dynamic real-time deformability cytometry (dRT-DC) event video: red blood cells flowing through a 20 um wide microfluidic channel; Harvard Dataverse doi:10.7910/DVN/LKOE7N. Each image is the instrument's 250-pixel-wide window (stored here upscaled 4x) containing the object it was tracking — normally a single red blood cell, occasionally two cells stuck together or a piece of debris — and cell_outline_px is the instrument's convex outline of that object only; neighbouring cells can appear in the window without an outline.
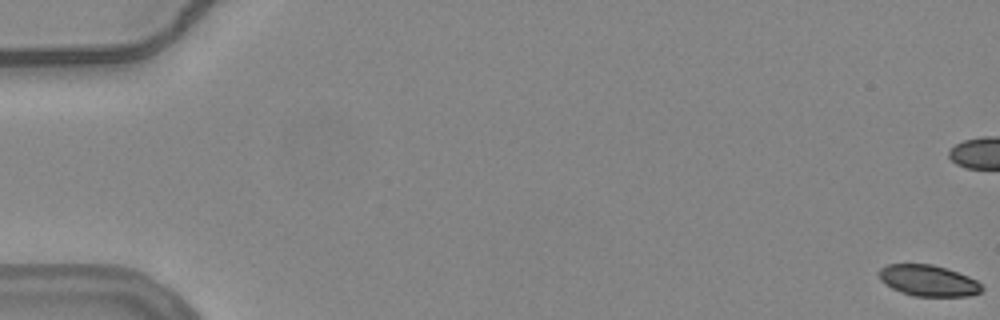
{"species": "common noctule bat (a hibernating species)", "species_latin": "Nyctalus noctula", "temperature_condition": "warm", "stored_images_in_passage": 10, "camera_frame_rate_fps": 3000, "um_per_image_px": 0.085, "animal": {"sex": "female", "body_mass_g": 24.6, "forearm_length_mm": 56.2}, "frame": {"image": 1, "passage_image": 1, "time_ms": 0.0, "image_size_px": [1000, 320], "cell_outline_px": [[984, 288], [980, 292], [972, 296], [912, 296], [892, 288], [884, 284], [880, 280], [876, 272], [880, 268], [888, 264], [932, 264], [968, 276], [976, 280]], "centroid_in_image_um": [78.87, 23.85], "position_along_channel_um": 6.1, "area_um2": 18.73}}